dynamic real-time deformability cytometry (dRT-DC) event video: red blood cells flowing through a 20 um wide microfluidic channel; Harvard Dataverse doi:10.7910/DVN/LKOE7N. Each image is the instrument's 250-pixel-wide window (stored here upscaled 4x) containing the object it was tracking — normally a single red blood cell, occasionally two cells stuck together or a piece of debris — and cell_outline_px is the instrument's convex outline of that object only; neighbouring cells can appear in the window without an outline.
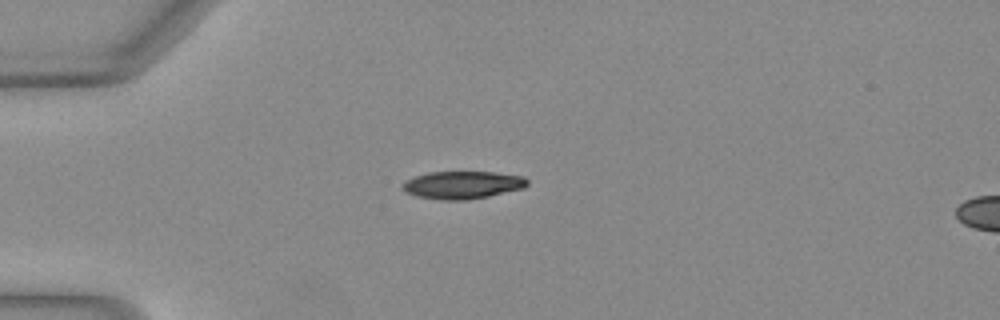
{"species": "Egyptian fruit bat (a non-hibernating species)", "species_latin": "Rousettus aegyptiacus", "temperature_condition": "warm", "stored_images_in_passage": 4, "camera_frame_rate_fps": 3000, "um_per_image_px": 0.085, "animal": {"sex": "female"}, "frame": {"image": 1, "passage_image": 1, "time_ms": 0.0, "image_size_px": [1000, 320], "cell_outline_px": [[528, 184], [524, 188], [488, 196], [468, 200], [440, 200], [416, 196], [404, 192], [400, 188], [400, 184], [412, 176], [428, 172], [492, 172], [524, 176], [528, 180]], "centroid_in_image_um": [39.25, 15.72], "position_along_channel_um": 45.7, "area_um2": 20.4}}